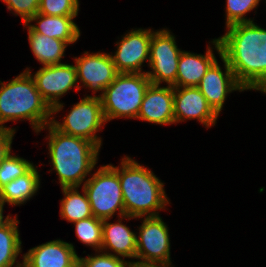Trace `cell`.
<instances>
[{"label": "cell", "instance_id": "6da1fadb", "mask_svg": "<svg viewBox=\"0 0 266 267\" xmlns=\"http://www.w3.org/2000/svg\"><path fill=\"white\" fill-rule=\"evenodd\" d=\"M224 63L216 60L197 86L207 103L219 115L232 91L260 90V56L247 43H234L223 36L211 41Z\"/></svg>", "mask_w": 266, "mask_h": 267}, {"label": "cell", "instance_id": "7a4b0ae2", "mask_svg": "<svg viewBox=\"0 0 266 267\" xmlns=\"http://www.w3.org/2000/svg\"><path fill=\"white\" fill-rule=\"evenodd\" d=\"M43 129L49 130L45 138L53 167L50 172L55 170L61 188H79L98 163L100 148L87 139L60 132L51 123Z\"/></svg>", "mask_w": 266, "mask_h": 267}, {"label": "cell", "instance_id": "3957f363", "mask_svg": "<svg viewBox=\"0 0 266 267\" xmlns=\"http://www.w3.org/2000/svg\"><path fill=\"white\" fill-rule=\"evenodd\" d=\"M112 167L118 172L127 216H159L158 210H166V205L170 202L165 193L164 183L153 171L130 156L122 158L120 167Z\"/></svg>", "mask_w": 266, "mask_h": 267}, {"label": "cell", "instance_id": "277c9868", "mask_svg": "<svg viewBox=\"0 0 266 267\" xmlns=\"http://www.w3.org/2000/svg\"><path fill=\"white\" fill-rule=\"evenodd\" d=\"M0 129L16 132L6 122L28 120L35 133L52 121V109L44 101L28 71H23L9 82L0 81Z\"/></svg>", "mask_w": 266, "mask_h": 267}, {"label": "cell", "instance_id": "5b68a950", "mask_svg": "<svg viewBox=\"0 0 266 267\" xmlns=\"http://www.w3.org/2000/svg\"><path fill=\"white\" fill-rule=\"evenodd\" d=\"M150 84L146 73H119L100 96L106 122L116 118L137 119Z\"/></svg>", "mask_w": 266, "mask_h": 267}, {"label": "cell", "instance_id": "8992f818", "mask_svg": "<svg viewBox=\"0 0 266 267\" xmlns=\"http://www.w3.org/2000/svg\"><path fill=\"white\" fill-rule=\"evenodd\" d=\"M82 185L90 202L93 216L99 219H111L125 216L124 200L118 172L112 164L101 166Z\"/></svg>", "mask_w": 266, "mask_h": 267}, {"label": "cell", "instance_id": "52a82bcc", "mask_svg": "<svg viewBox=\"0 0 266 267\" xmlns=\"http://www.w3.org/2000/svg\"><path fill=\"white\" fill-rule=\"evenodd\" d=\"M101 99L99 96L87 95L71 107L68 115H65L62 123L52 117L51 124L60 132L87 139L99 148L102 145V138L97 132L102 131L105 125Z\"/></svg>", "mask_w": 266, "mask_h": 267}, {"label": "cell", "instance_id": "ba28073f", "mask_svg": "<svg viewBox=\"0 0 266 267\" xmlns=\"http://www.w3.org/2000/svg\"><path fill=\"white\" fill-rule=\"evenodd\" d=\"M261 0H226V33L222 35L234 43L250 44L260 57L266 55V29L245 15L256 9Z\"/></svg>", "mask_w": 266, "mask_h": 267}, {"label": "cell", "instance_id": "9c48e42d", "mask_svg": "<svg viewBox=\"0 0 266 267\" xmlns=\"http://www.w3.org/2000/svg\"><path fill=\"white\" fill-rule=\"evenodd\" d=\"M182 50L178 48L175 35L168 29L152 31L150 41L149 61L150 70L146 75L150 82L161 85L162 82L176 87L178 60Z\"/></svg>", "mask_w": 266, "mask_h": 267}, {"label": "cell", "instance_id": "30bf717a", "mask_svg": "<svg viewBox=\"0 0 266 267\" xmlns=\"http://www.w3.org/2000/svg\"><path fill=\"white\" fill-rule=\"evenodd\" d=\"M25 71H28L34 79L37 90L52 109V115L63 109L64 103L60 102L63 95L72 88L76 91L81 89V84H76L78 81L75 65L61 63L42 66L35 74H32L28 67Z\"/></svg>", "mask_w": 266, "mask_h": 267}, {"label": "cell", "instance_id": "8fae6325", "mask_svg": "<svg viewBox=\"0 0 266 267\" xmlns=\"http://www.w3.org/2000/svg\"><path fill=\"white\" fill-rule=\"evenodd\" d=\"M142 220L136 236L137 260H133V264L172 263L170 235L166 223L160 216H149Z\"/></svg>", "mask_w": 266, "mask_h": 267}, {"label": "cell", "instance_id": "7c38bea8", "mask_svg": "<svg viewBox=\"0 0 266 267\" xmlns=\"http://www.w3.org/2000/svg\"><path fill=\"white\" fill-rule=\"evenodd\" d=\"M115 54H110L119 73H146L142 64L149 61L152 29L135 28L121 36Z\"/></svg>", "mask_w": 266, "mask_h": 267}, {"label": "cell", "instance_id": "4fadbf2b", "mask_svg": "<svg viewBox=\"0 0 266 267\" xmlns=\"http://www.w3.org/2000/svg\"><path fill=\"white\" fill-rule=\"evenodd\" d=\"M77 69V81L82 87L91 89L93 94L103 91L108 87L119 74L110 53H89L87 51L78 58H74Z\"/></svg>", "mask_w": 266, "mask_h": 267}, {"label": "cell", "instance_id": "5bb4252c", "mask_svg": "<svg viewBox=\"0 0 266 267\" xmlns=\"http://www.w3.org/2000/svg\"><path fill=\"white\" fill-rule=\"evenodd\" d=\"M173 109L175 124L196 119L209 128L215 126L219 116L197 86L173 87Z\"/></svg>", "mask_w": 266, "mask_h": 267}, {"label": "cell", "instance_id": "9a60e30c", "mask_svg": "<svg viewBox=\"0 0 266 267\" xmlns=\"http://www.w3.org/2000/svg\"><path fill=\"white\" fill-rule=\"evenodd\" d=\"M74 248L60 239L46 242L23 254V267H75L79 256Z\"/></svg>", "mask_w": 266, "mask_h": 267}, {"label": "cell", "instance_id": "2e32d148", "mask_svg": "<svg viewBox=\"0 0 266 267\" xmlns=\"http://www.w3.org/2000/svg\"><path fill=\"white\" fill-rule=\"evenodd\" d=\"M137 119L159 125L175 124L173 86L150 84L145 92Z\"/></svg>", "mask_w": 266, "mask_h": 267}, {"label": "cell", "instance_id": "e0dca14e", "mask_svg": "<svg viewBox=\"0 0 266 267\" xmlns=\"http://www.w3.org/2000/svg\"><path fill=\"white\" fill-rule=\"evenodd\" d=\"M138 219L132 216H122L116 223H109L111 219L103 220L102 228V247L101 251L120 257L135 259L137 241L136 232H133L128 226L123 224L122 220Z\"/></svg>", "mask_w": 266, "mask_h": 267}, {"label": "cell", "instance_id": "ac0fdd59", "mask_svg": "<svg viewBox=\"0 0 266 267\" xmlns=\"http://www.w3.org/2000/svg\"><path fill=\"white\" fill-rule=\"evenodd\" d=\"M216 60L213 48L210 46H207L205 55L182 50L178 60L176 87L198 86Z\"/></svg>", "mask_w": 266, "mask_h": 267}, {"label": "cell", "instance_id": "d6986e66", "mask_svg": "<svg viewBox=\"0 0 266 267\" xmlns=\"http://www.w3.org/2000/svg\"><path fill=\"white\" fill-rule=\"evenodd\" d=\"M76 16H50L36 13L27 24L35 31L51 38L67 42L69 45L76 43L81 36L78 25L74 22ZM37 24L32 25L31 22Z\"/></svg>", "mask_w": 266, "mask_h": 267}, {"label": "cell", "instance_id": "ffe728a7", "mask_svg": "<svg viewBox=\"0 0 266 267\" xmlns=\"http://www.w3.org/2000/svg\"><path fill=\"white\" fill-rule=\"evenodd\" d=\"M40 188V174L34 165L26 174L0 188V200L4 204L17 206L36 195Z\"/></svg>", "mask_w": 266, "mask_h": 267}, {"label": "cell", "instance_id": "44dd1931", "mask_svg": "<svg viewBox=\"0 0 266 267\" xmlns=\"http://www.w3.org/2000/svg\"><path fill=\"white\" fill-rule=\"evenodd\" d=\"M24 25L28 29L29 45L35 58L43 66L61 64V59L65 56L64 52L69 44L35 32L27 23Z\"/></svg>", "mask_w": 266, "mask_h": 267}, {"label": "cell", "instance_id": "7402d4cb", "mask_svg": "<svg viewBox=\"0 0 266 267\" xmlns=\"http://www.w3.org/2000/svg\"><path fill=\"white\" fill-rule=\"evenodd\" d=\"M17 214L5 226L0 228V267H23L17 261L22 252V241L18 229Z\"/></svg>", "mask_w": 266, "mask_h": 267}, {"label": "cell", "instance_id": "603a6c76", "mask_svg": "<svg viewBox=\"0 0 266 267\" xmlns=\"http://www.w3.org/2000/svg\"><path fill=\"white\" fill-rule=\"evenodd\" d=\"M64 198L60 201V216L67 222H75L93 216L90 202L82 189L79 193L78 187L61 188Z\"/></svg>", "mask_w": 266, "mask_h": 267}, {"label": "cell", "instance_id": "cb8c5ba5", "mask_svg": "<svg viewBox=\"0 0 266 267\" xmlns=\"http://www.w3.org/2000/svg\"><path fill=\"white\" fill-rule=\"evenodd\" d=\"M76 237L81 243L101 251L103 220L91 216L89 218L73 222Z\"/></svg>", "mask_w": 266, "mask_h": 267}, {"label": "cell", "instance_id": "d4e9b609", "mask_svg": "<svg viewBox=\"0 0 266 267\" xmlns=\"http://www.w3.org/2000/svg\"><path fill=\"white\" fill-rule=\"evenodd\" d=\"M11 153L0 163V188L23 176L34 166L30 161Z\"/></svg>", "mask_w": 266, "mask_h": 267}, {"label": "cell", "instance_id": "484cf974", "mask_svg": "<svg viewBox=\"0 0 266 267\" xmlns=\"http://www.w3.org/2000/svg\"><path fill=\"white\" fill-rule=\"evenodd\" d=\"M79 0H39L38 13L50 16H78Z\"/></svg>", "mask_w": 266, "mask_h": 267}, {"label": "cell", "instance_id": "4316f807", "mask_svg": "<svg viewBox=\"0 0 266 267\" xmlns=\"http://www.w3.org/2000/svg\"><path fill=\"white\" fill-rule=\"evenodd\" d=\"M95 256L88 254L87 257H79V262L83 267H132L133 261H126L102 251H96ZM99 253V254H98Z\"/></svg>", "mask_w": 266, "mask_h": 267}, {"label": "cell", "instance_id": "83f0119b", "mask_svg": "<svg viewBox=\"0 0 266 267\" xmlns=\"http://www.w3.org/2000/svg\"><path fill=\"white\" fill-rule=\"evenodd\" d=\"M14 15L22 18L23 24L39 11V0H1Z\"/></svg>", "mask_w": 266, "mask_h": 267}, {"label": "cell", "instance_id": "f1b7e54d", "mask_svg": "<svg viewBox=\"0 0 266 267\" xmlns=\"http://www.w3.org/2000/svg\"><path fill=\"white\" fill-rule=\"evenodd\" d=\"M16 132L8 129H0V163L12 152L11 144Z\"/></svg>", "mask_w": 266, "mask_h": 267}, {"label": "cell", "instance_id": "f546056e", "mask_svg": "<svg viewBox=\"0 0 266 267\" xmlns=\"http://www.w3.org/2000/svg\"><path fill=\"white\" fill-rule=\"evenodd\" d=\"M266 94V55L260 57V90Z\"/></svg>", "mask_w": 266, "mask_h": 267}, {"label": "cell", "instance_id": "4dcf8cb0", "mask_svg": "<svg viewBox=\"0 0 266 267\" xmlns=\"http://www.w3.org/2000/svg\"><path fill=\"white\" fill-rule=\"evenodd\" d=\"M4 205L5 204L0 200V228L5 226L13 218L9 214L7 216H5V218H4V215H3Z\"/></svg>", "mask_w": 266, "mask_h": 267}, {"label": "cell", "instance_id": "1f68e13d", "mask_svg": "<svg viewBox=\"0 0 266 267\" xmlns=\"http://www.w3.org/2000/svg\"><path fill=\"white\" fill-rule=\"evenodd\" d=\"M172 263L132 264V267H174Z\"/></svg>", "mask_w": 266, "mask_h": 267}, {"label": "cell", "instance_id": "d6a6232c", "mask_svg": "<svg viewBox=\"0 0 266 267\" xmlns=\"http://www.w3.org/2000/svg\"><path fill=\"white\" fill-rule=\"evenodd\" d=\"M75 267H83V265L79 262Z\"/></svg>", "mask_w": 266, "mask_h": 267}]
</instances>
